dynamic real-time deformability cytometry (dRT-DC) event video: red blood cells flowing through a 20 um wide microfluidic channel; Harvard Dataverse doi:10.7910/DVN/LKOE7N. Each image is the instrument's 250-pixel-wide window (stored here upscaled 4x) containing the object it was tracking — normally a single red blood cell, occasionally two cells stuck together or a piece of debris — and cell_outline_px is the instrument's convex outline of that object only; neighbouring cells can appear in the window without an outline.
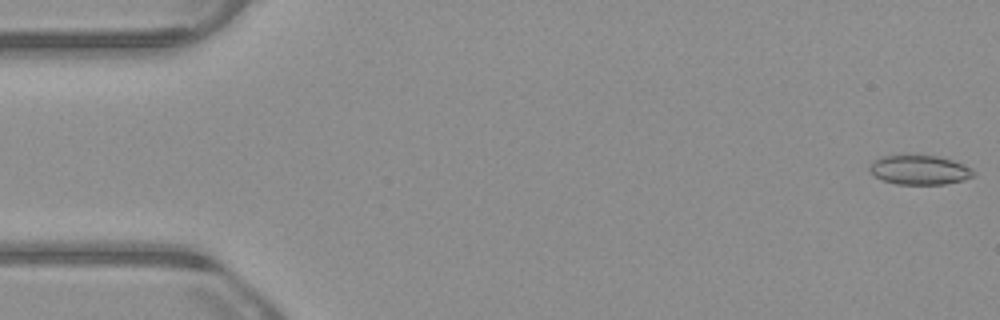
{"species": "common noctule bat (a hibernating species)", "species_latin": "Nyctalus noctula", "temperature_condition": "warm", "stored_images_in_passage": 53, "camera_frame_rate_fps": 3000, "um_per_image_px": 0.085, "animal": {"sex": "male", "body_mass_g": 23.1, "forearm_length_mm": 52.7}, "frame": {"image": 1, "passage_image": 1, "time_ms": 0.0, "image_size_px": [1000, 320], "cell_outline_px": [[976, 176], [964, 180], [944, 184], [896, 184], [872, 176], [868, 168], [872, 160], [880, 156], [936, 156], [952, 160], [964, 164], [972, 168], [976, 172]], "centroid_in_image_um": [78.16, 14.45], "position_along_channel_um": 6.8, "area_um2": 17.92}}
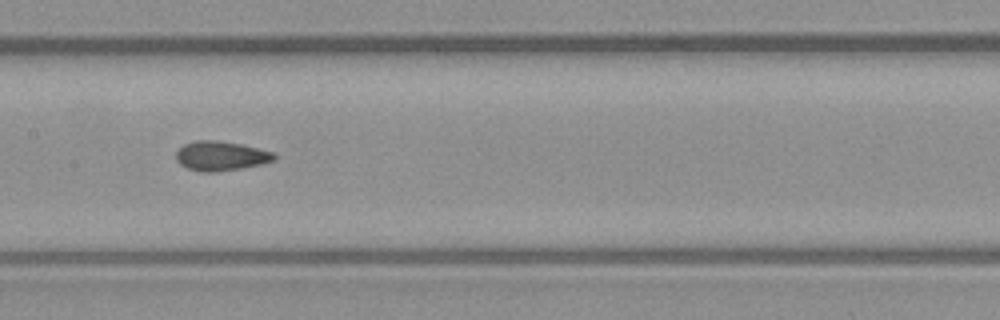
{"frame": {"image": 2, "passage_image": 26, "time_ms": 8.333, "image_size_px": [1000, 320], "cell_outline_px": [[276, 160], [260, 164], [240, 168], [216, 172], [200, 172], [188, 168], [180, 164], [176, 160], [176, 152], [184, 144], [196, 140], [216, 140], [240, 144], [272, 152], [276, 156]], "centroid_in_image_um": [18.74, 13.26], "position_along_channel_um": 188.7, "area_um2": 16.7}}
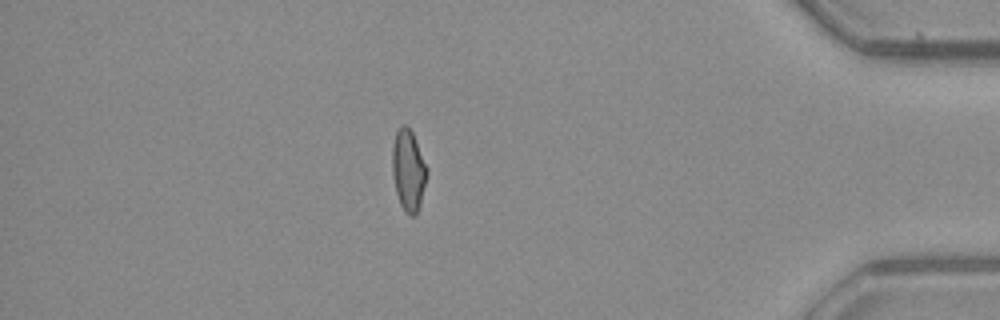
{"frame": {"image": 3, "passage_image": 46, "time_ms": 15.0, "image_size_px": [1000, 320], "cell_outline_px": [[428, 172], [420, 204], [416, 216], [408, 216], [400, 204], [396, 192], [392, 176], [392, 144], [396, 132], [400, 124], [408, 124], [412, 132], [428, 168]], "centroid_in_image_um": [34.7, 14.45], "position_along_channel_um": 400.5, "area_um2": 16.7}, "authors_computed_cell_mechanics": {"area_um2": 16.7042, "velocity_mm_per_s": 3.8801, "shape_relaxation_time_tau1_ms": null, "shape_relaxation_time_tau2_ms": 1.4771, "deformation_change_tau1": null, "deformation_change_tau2": 0.0773}}